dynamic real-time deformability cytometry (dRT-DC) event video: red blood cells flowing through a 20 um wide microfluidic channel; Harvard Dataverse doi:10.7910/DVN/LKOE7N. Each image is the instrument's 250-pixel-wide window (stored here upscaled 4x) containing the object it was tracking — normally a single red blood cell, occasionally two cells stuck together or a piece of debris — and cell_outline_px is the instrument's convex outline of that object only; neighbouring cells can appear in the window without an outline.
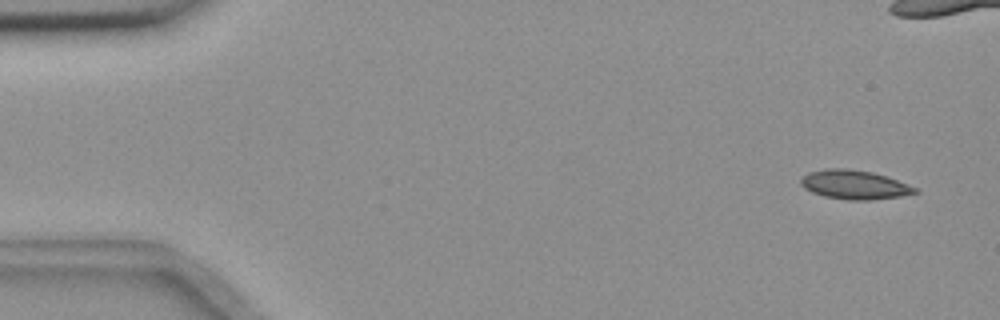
{"species": "common noctule bat (a hibernating species)", "species_latin": "Nyctalus noctula", "temperature_condition": "room temperature", "stored_images_in_passage": 56, "camera_frame_rate_fps": 3000, "um_per_image_px": 0.085, "animal": {"sex": "female", "body_mass_g": 18.4}, "frame": {"image": 1, "passage_image": 2, "time_ms": 0.333, "image_size_px": [1000, 320], "cell_outline_px": [[920, 192], [900, 196], [872, 200], [848, 200], [824, 196], [812, 192], [804, 188], [800, 184], [800, 176], [808, 172], [828, 168], [848, 168], [872, 172], [888, 176], [916, 188]], "centroid_in_image_um": [72.59, 15.69], "position_along_channel_um": 12.4, "area_um2": 19.48}}
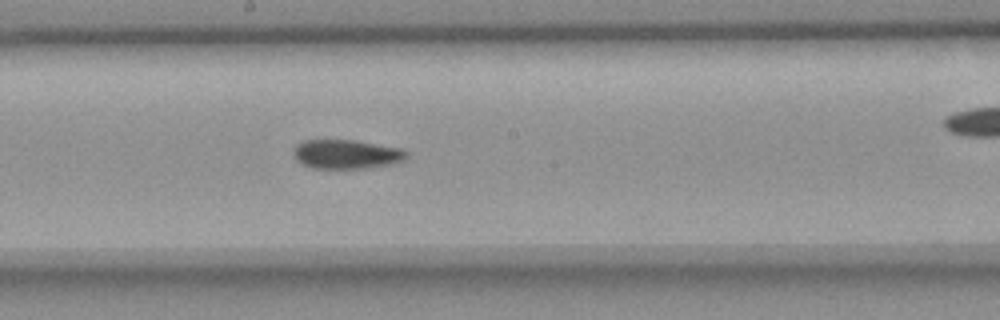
{"frame": {"image": 2, "passage_image": 29, "time_ms": 9.333, "image_size_px": [1000, 320], "cell_outline_px": [[408, 156], [404, 160], [392, 164], [368, 168], [312, 168], [296, 160], [292, 156], [292, 152], [296, 144], [304, 140], [356, 140], [400, 148], [408, 152]], "centroid_in_image_um": [29.43, 13.1], "position_along_channel_um": 218.8, "area_um2": 19.36}}
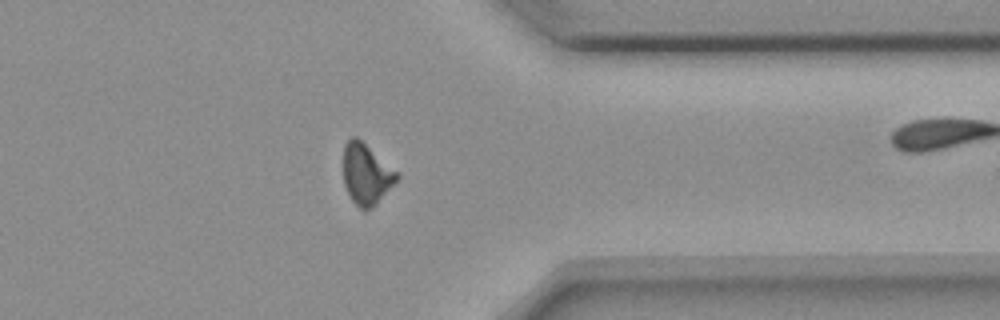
{"frame": {"image": 3, "passage_image": 43, "time_ms": 14.0, "image_size_px": [1000, 320], "cell_outline_px": [[400, 176], [376, 204], [372, 208], [360, 208], [352, 200], [344, 184], [344, 144], [352, 136], [356, 136], [400, 172]], "centroid_in_image_um": [31.15, 14.76], "position_along_channel_um": 380.2, "area_um2": 18.84}}